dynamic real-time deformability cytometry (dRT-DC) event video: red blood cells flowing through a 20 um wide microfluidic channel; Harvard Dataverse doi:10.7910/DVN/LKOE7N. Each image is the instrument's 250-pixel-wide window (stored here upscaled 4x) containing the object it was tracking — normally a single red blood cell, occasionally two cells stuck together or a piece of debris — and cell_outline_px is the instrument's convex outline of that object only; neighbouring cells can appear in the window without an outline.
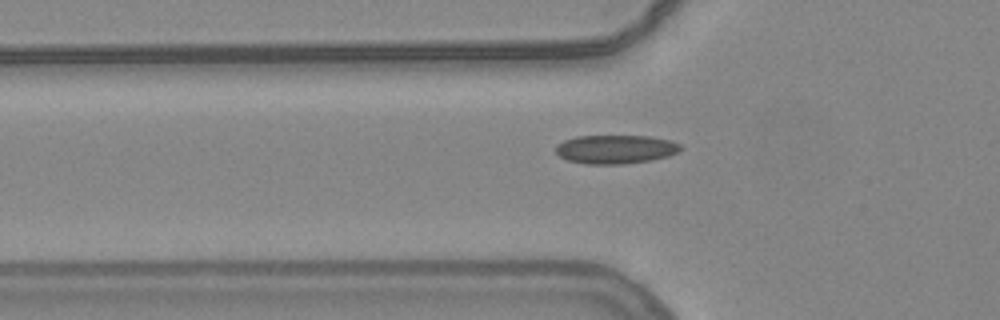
{"species": "common noctule bat (a hibernating species)", "species_latin": "Nyctalus noctula", "temperature_condition": "warm", "stored_images_in_passage": 39, "camera_frame_rate_fps": 3000, "um_per_image_px": 0.085, "animal": {"sex": "female", "body_mass_g": 24.6, "forearm_length_mm": 56.2}, "frame": {"image": 1, "passage_image": 4, "time_ms": 1.0, "image_size_px": [1000, 320], "cell_outline_px": [[684, 148], [680, 152], [668, 156], [652, 160], [624, 164], [584, 164], [568, 160], [560, 156], [556, 152], [556, 144], [564, 140], [576, 136], [648, 136], [672, 140], [680, 144]], "centroid_in_image_um": [52.36, 12.69], "position_along_channel_um": 73.4, "area_um2": 21.15}}
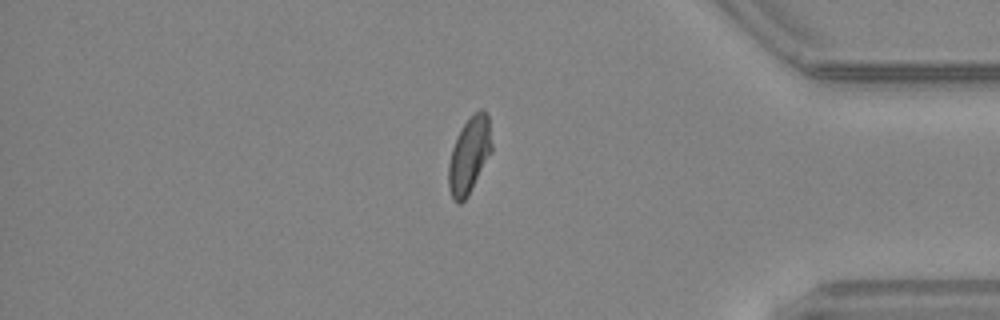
{"frame": {"image": 2, "passage_image": 31, "time_ms": 10.0, "image_size_px": [1000, 320], "cell_outline_px": [[492, 152], [468, 196], [460, 204], [456, 204], [452, 200], [448, 188], [448, 164], [452, 148], [464, 124], [480, 108], [484, 108], [488, 112], [492, 144]], "centroid_in_image_um": [39.9, 13.23], "position_along_channel_um": 395.3, "area_um2": 19.36}}
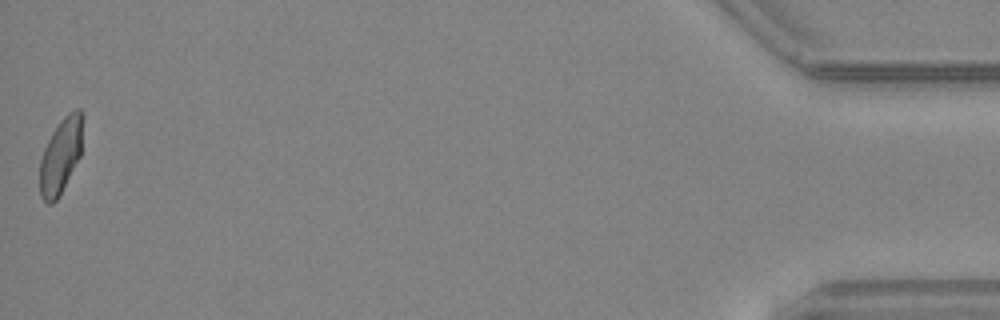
{"frame": {"image": 3, "passage_image": 39, "time_ms": 12.667, "image_size_px": [1000, 320], "cell_outline_px": [[84, 120], [80, 156], [60, 196], [52, 204], [48, 204], [40, 196], [40, 160], [44, 148], [52, 132], [60, 120], [68, 112], [76, 108], [80, 108], [84, 116]], "centroid_in_image_um": [5.19, 13.2], "position_along_channel_um": 430.0, "area_um2": 19.19}, "authors_computed_cell_mechanics": {"area_um2": 19.5942, "velocity_mm_per_s": 3.8579, "shape_relaxation_time_tau1_ms": 8.9366, "shape_relaxation_time_tau2_ms": 0.7381, "deformation_change_tau1": 0.1797, "deformation_change_tau2": 0.0332}}